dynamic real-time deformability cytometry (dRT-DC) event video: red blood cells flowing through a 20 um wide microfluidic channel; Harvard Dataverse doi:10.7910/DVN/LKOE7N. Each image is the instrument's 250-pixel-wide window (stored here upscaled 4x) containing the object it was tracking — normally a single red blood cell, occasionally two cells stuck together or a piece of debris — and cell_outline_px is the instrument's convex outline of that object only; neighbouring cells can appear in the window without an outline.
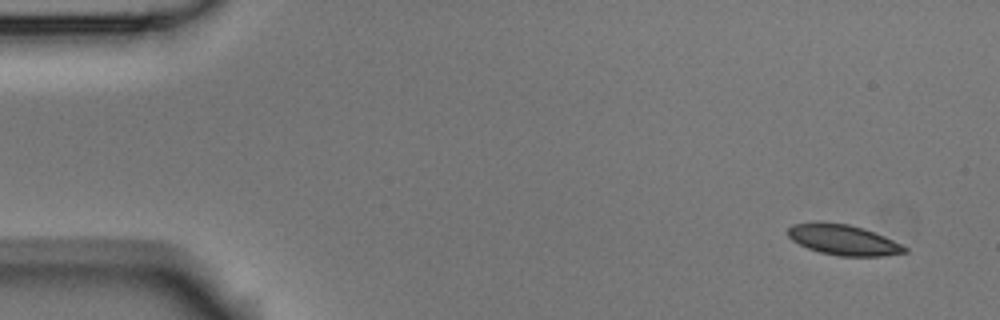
{"species": "Egyptian fruit bat (a non-hibernating species)", "species_latin": "Rousettus aegyptiacus", "temperature_condition": "room temperature", "stored_images_in_passage": 10, "camera_frame_rate_fps": 3000, "um_per_image_px": 0.085, "animal": {"sex": "male"}, "frame": {"image": 1, "passage_image": 1, "time_ms": 0.0, "image_size_px": [1000, 320], "cell_outline_px": [[908, 252], [880, 256], [840, 256], [820, 252], [808, 248], [792, 240], [788, 236], [788, 228], [792, 224], [816, 220], [820, 220], [848, 224], [864, 228], [884, 236], [908, 248]], "centroid_in_image_um": [71.64, 20.36], "position_along_channel_um": 13.4, "area_um2": 20.92}}
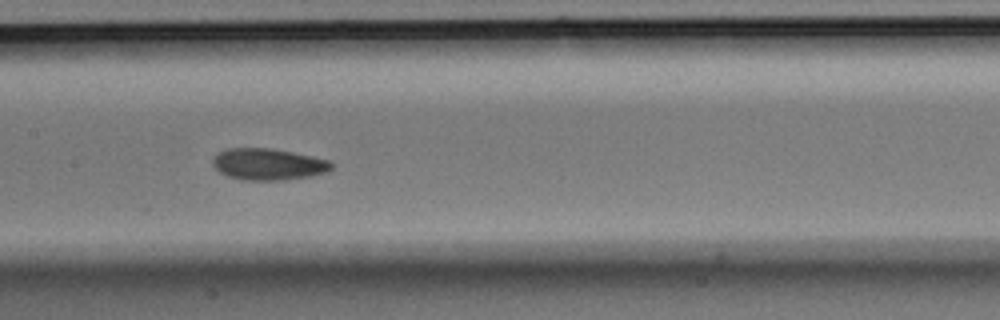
{"frame": {"image": 2, "passage_image": 7, "time_ms": 2.0, "image_size_px": [1000, 320], "cell_outline_px": [[336, 164], [328, 172], [312, 176], [280, 180], [244, 180], [228, 176], [220, 172], [212, 164], [212, 160], [216, 152], [228, 148], [272, 148], [332, 160]], "centroid_in_image_um": [22.84, 13.95], "position_along_channel_um": 184.6, "area_um2": 22.14}}
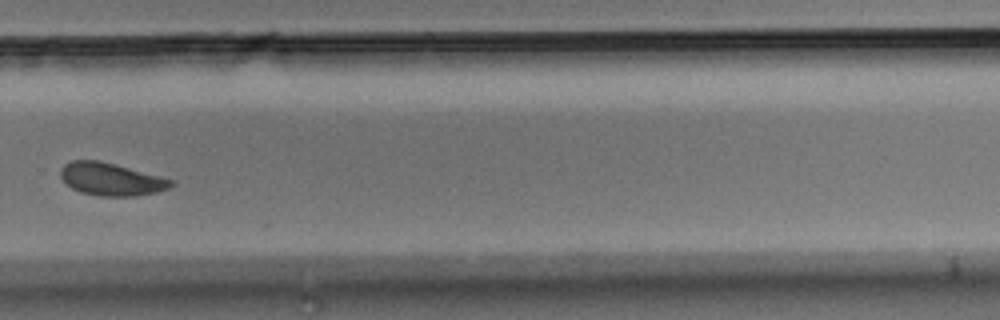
{"frame": {"image": 3, "passage_image": 10, "time_ms": 3.0, "image_size_px": [1000, 320], "cell_outline_px": [[172, 184], [168, 188], [156, 192], [136, 196], [100, 196], [80, 192], [72, 188], [60, 176], [60, 168], [64, 164], [72, 160], [100, 160], [116, 164], [160, 176], [172, 180]], "centroid_in_image_um": [9.41, 15.22], "position_along_channel_um": 320.4, "area_um2": 20.92}}